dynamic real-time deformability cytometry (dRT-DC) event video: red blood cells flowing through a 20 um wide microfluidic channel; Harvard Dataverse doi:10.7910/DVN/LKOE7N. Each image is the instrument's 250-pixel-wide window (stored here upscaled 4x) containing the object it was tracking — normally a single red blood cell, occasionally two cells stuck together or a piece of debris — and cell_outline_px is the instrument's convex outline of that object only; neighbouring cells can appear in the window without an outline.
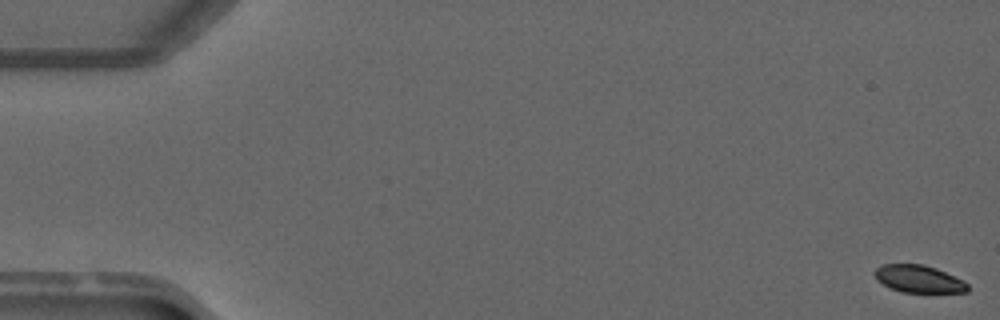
{"species": "common noctule bat (a hibernating species)", "species_latin": "Nyctalus noctula", "temperature_condition": "warm", "stored_images_in_passage": 10, "camera_frame_rate_fps": 3000, "um_per_image_px": 0.085, "animal": {"sex": "male", "forearm_length_mm": 52.5}, "frame": {"image": 1, "passage_image": 1, "time_ms": 0.0, "image_size_px": [1000, 320], "cell_outline_px": [[968, 292], [900, 292], [876, 280], [872, 272], [880, 264], [924, 264], [936, 268], [964, 280], [968, 284]], "centroid_in_image_um": [78.07, 23.69], "position_along_channel_um": 6.9, "area_um2": 14.97}}